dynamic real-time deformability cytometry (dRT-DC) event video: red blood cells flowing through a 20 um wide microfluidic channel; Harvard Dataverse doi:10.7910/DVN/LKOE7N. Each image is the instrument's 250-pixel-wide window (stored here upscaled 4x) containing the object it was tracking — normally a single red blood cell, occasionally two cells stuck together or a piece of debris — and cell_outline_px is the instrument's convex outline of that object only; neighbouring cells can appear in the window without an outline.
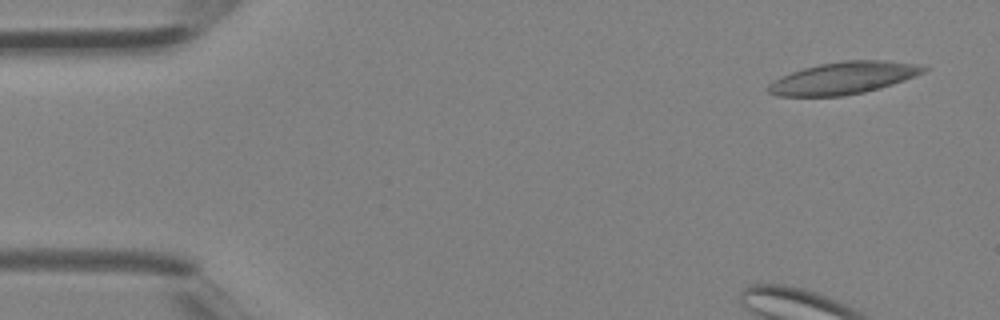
{"species": "Egyptian fruit bat (a non-hibernating species)", "species_latin": "Rousettus aegyptiacus", "temperature_condition": "room temperature", "stored_images_in_passage": 4, "camera_frame_rate_fps": 3000, "um_per_image_px": 0.085, "animal": {"sex": "female"}, "frame": {"image": 1, "passage_image": 1, "time_ms": 0.0, "image_size_px": [1000, 320], "cell_outline_px": [[928, 68], [924, 72], [904, 80], [880, 88], [864, 92], [844, 96], [776, 96], [768, 92], [768, 84], [792, 72], [804, 68], [820, 64], [844, 60], [884, 60], [916, 64]], "centroid_in_image_um": [71.7, 6.64], "position_along_channel_um": 13.3, "area_um2": 28.78}}